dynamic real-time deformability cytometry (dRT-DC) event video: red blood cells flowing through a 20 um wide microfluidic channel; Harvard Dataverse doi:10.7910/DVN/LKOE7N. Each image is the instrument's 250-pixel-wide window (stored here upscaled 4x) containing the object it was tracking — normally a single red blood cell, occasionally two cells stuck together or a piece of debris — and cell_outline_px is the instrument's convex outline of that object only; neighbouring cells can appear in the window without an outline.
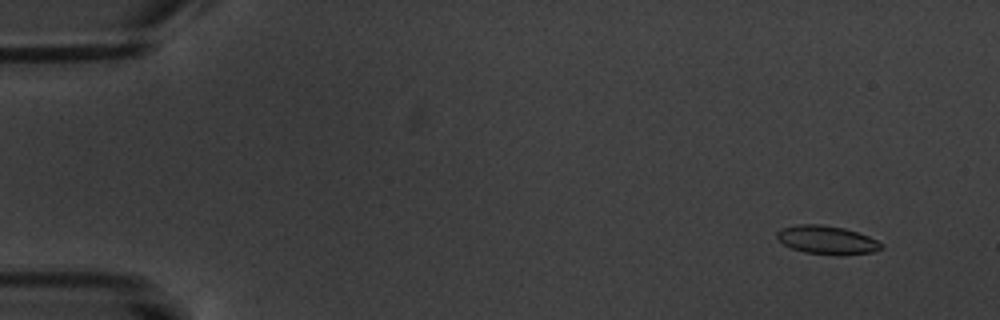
{"species": "common noctule bat (a hibernating species)", "species_latin": "Nyctalus noctula", "temperature_condition": "warm", "stored_images_in_passage": 8, "camera_frame_rate_fps": 3000, "um_per_image_px": 0.085, "animal": {"sex": "male", "body_mass_g": 20.1, "forearm_length_mm": 53.5}, "frame": {"image": 1, "passage_image": 2, "time_ms": 1.0, "image_size_px": [1000, 320], "cell_outline_px": [[884, 244], [880, 248], [872, 252], [804, 252], [792, 248], [784, 244], [776, 236], [776, 232], [780, 228], [796, 224], [820, 224], [844, 228], [868, 236]], "centroid_in_image_um": [70.2, 20.33], "position_along_channel_um": 14.8, "area_um2": 16.36}}
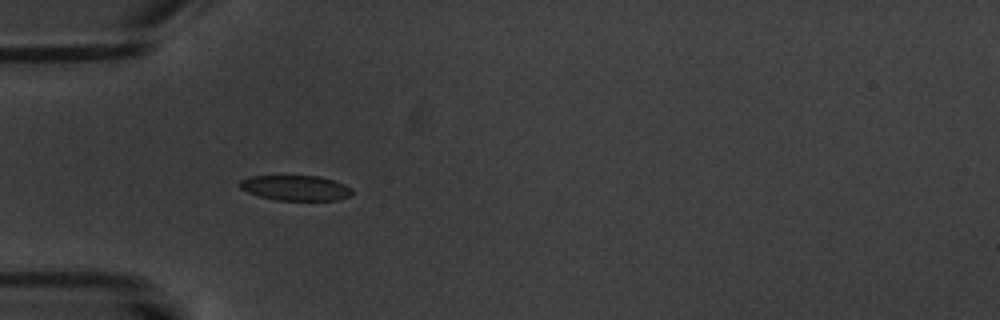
{"frame": {"image": 2, "passage_image": 6, "time_ms": 5.667, "image_size_px": [1000, 320], "cell_outline_px": [[352, 192], [348, 196], [336, 200], [276, 200], [260, 196], [248, 192], [240, 188], [236, 184], [240, 180], [248, 176], [320, 176], [344, 184], [352, 188]], "centroid_in_image_um": [25.07, 15.96], "position_along_channel_um": 59.9, "area_um2": 16.47}}